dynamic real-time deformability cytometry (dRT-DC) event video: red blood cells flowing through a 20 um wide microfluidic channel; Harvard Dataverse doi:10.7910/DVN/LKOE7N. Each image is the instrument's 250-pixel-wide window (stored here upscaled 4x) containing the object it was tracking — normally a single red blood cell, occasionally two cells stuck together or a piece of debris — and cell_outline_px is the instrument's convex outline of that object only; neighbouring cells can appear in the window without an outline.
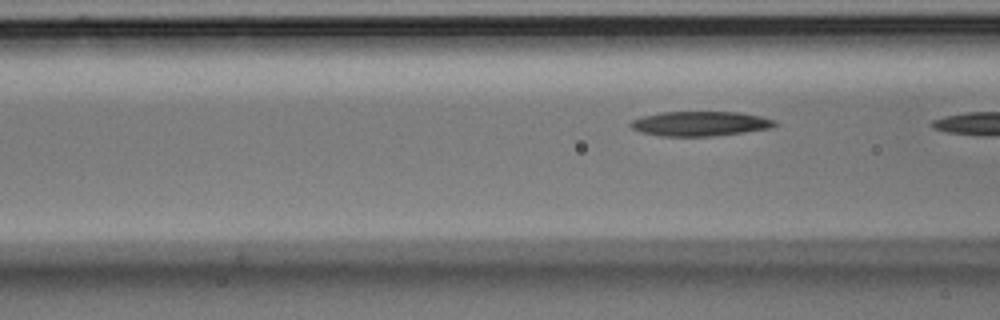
{"species": "Egyptian fruit bat (a non-hibernating species)", "species_latin": "Rousettus aegyptiacus", "temperature_condition": "room temperature", "stored_images_in_passage": 8, "camera_frame_rate_fps": 3000, "um_per_image_px": 0.085, "animal": {"sex": "male"}, "frame": {"image": 1, "passage_image": 8, "time_ms": 2.333, "image_size_px": [1000, 320], "cell_outline_px": [[776, 124], [772, 128], [744, 132], [712, 136], [660, 136], [640, 132], [632, 128], [628, 124], [632, 120], [640, 116], [660, 112], [740, 112], [760, 116], [776, 120]], "centroid_in_image_um": [59.48, 10.51], "position_along_channel_um": 107.1, "area_um2": 20.87}}